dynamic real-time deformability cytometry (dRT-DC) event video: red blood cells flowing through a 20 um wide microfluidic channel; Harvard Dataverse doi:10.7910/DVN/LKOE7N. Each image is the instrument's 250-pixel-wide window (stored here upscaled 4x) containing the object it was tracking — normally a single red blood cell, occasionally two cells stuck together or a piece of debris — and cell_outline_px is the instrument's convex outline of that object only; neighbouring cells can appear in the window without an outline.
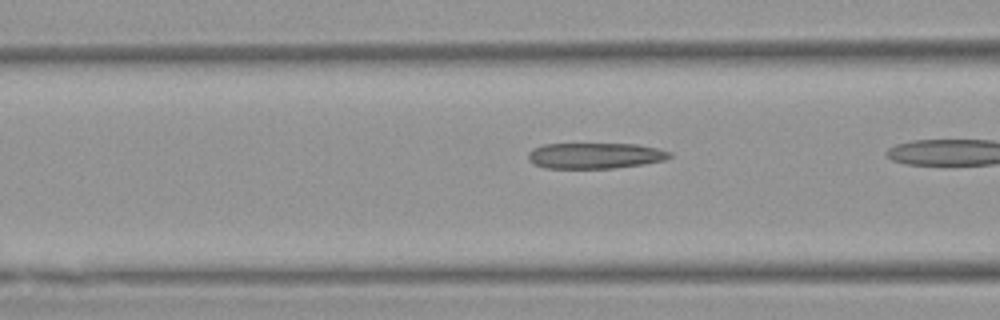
{"species": "Egyptian fruit bat (a non-hibernating species)", "species_latin": "Rousettus aegyptiacus", "temperature_condition": "warm", "stored_images_in_passage": 12, "camera_frame_rate_fps": 3000, "um_per_image_px": 0.085, "animal": {"sex": "female"}, "frame": {"image": 1, "passage_image": 7, "time_ms": 2.0, "image_size_px": [1000, 320], "cell_outline_px": [[672, 156], [664, 160], [644, 164], [612, 168], [544, 168], [532, 164], [528, 160], [528, 152], [532, 148], [544, 144], [636, 144], [656, 148], [672, 152]], "centroid_in_image_um": [50.54, 13.23], "position_along_channel_um": 116.1, "area_um2": 21.39}}
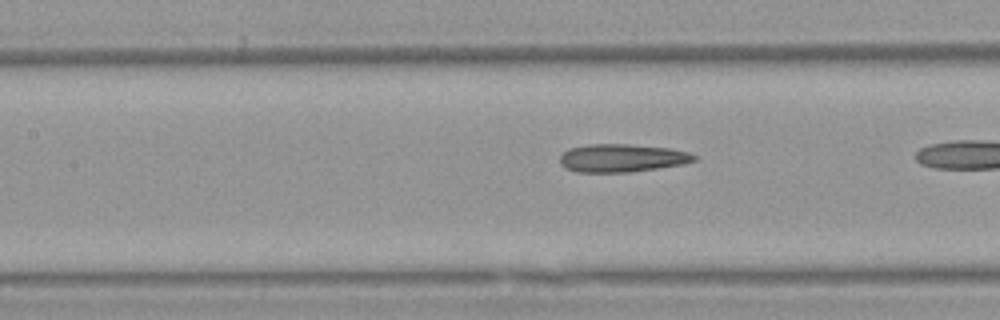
{"frame": {"image": 2, "passage_image": 10, "time_ms": 3.0, "image_size_px": [1000, 320], "cell_outline_px": [[696, 160], [684, 164], [632, 172], [576, 172], [564, 168], [560, 164], [560, 156], [568, 148], [588, 144], [628, 144], [672, 148], [688, 152], [696, 156]], "centroid_in_image_um": [52.85, 13.43], "position_along_channel_um": 154.5, "area_um2": 22.14}}